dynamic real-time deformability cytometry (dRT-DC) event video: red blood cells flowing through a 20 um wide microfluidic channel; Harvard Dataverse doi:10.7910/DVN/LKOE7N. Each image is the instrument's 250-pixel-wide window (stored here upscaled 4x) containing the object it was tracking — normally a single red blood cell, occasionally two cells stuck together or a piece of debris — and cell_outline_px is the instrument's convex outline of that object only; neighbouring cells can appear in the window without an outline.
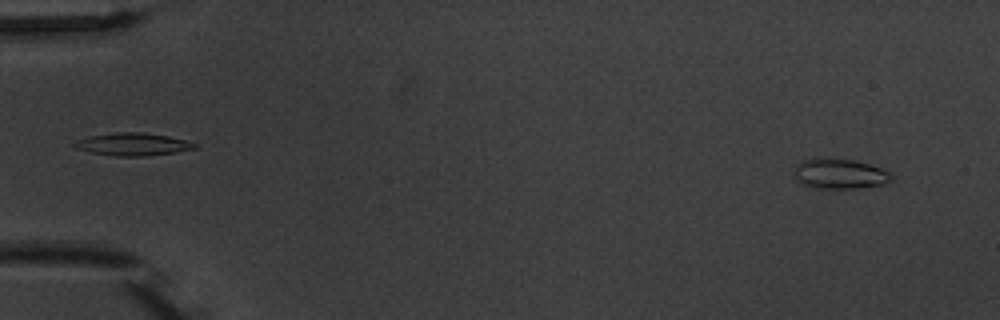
{"species": "common noctule bat (a hibernating species)", "species_latin": "Nyctalus noctula", "temperature_condition": "warm", "stored_images_in_passage": 4, "segment_of_instrument_passage": [2, 2], "camera_frame_rate_fps": 3000, "um_per_image_px": 0.085, "animal": {"sex": "male", "body_mass_g": 20.1, "forearm_length_mm": 53.5}, "frame": {"image": 1, "passage_image": 4, "time_ms": 4.667, "image_size_px": [1000, 320], "cell_outline_px": [[892, 180], [880, 184], [856, 188], [812, 188], [796, 180], [796, 164], [804, 160], [820, 156], [856, 160], [880, 168], [888, 172], [892, 176]], "centroid_in_image_um": [71.33, 14.74], "position_along_channel_um": 13.7, "area_um2": 17.05}}